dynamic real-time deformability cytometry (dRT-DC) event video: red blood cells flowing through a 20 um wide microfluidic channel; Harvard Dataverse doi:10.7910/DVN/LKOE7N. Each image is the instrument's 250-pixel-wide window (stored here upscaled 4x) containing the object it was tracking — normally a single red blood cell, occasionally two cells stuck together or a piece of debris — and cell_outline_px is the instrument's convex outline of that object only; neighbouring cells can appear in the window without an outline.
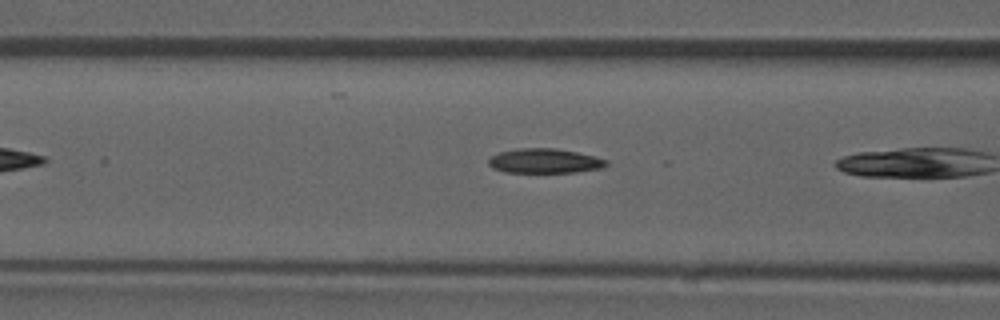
{"species": "common noctule bat (a hibernating species)", "species_latin": "Nyctalus noctula", "temperature_condition": "room temperature", "stored_images_in_passage": 6, "camera_frame_rate_fps": 3000, "um_per_image_px": 0.085, "animal": {"sex": "male", "forearm_length_mm": 52.5}, "frame": {"image": 1, "passage_image": 5, "time_ms": 1.333, "image_size_px": [1000, 320], "cell_outline_px": [[608, 164], [604, 168], [576, 172], [504, 172], [492, 168], [488, 164], [488, 160], [492, 156], [500, 152], [516, 148], [556, 148], [596, 156], [608, 160]], "centroid_in_image_um": [46.32, 13.68], "position_along_channel_um": 120.3, "area_um2": 16.99}}